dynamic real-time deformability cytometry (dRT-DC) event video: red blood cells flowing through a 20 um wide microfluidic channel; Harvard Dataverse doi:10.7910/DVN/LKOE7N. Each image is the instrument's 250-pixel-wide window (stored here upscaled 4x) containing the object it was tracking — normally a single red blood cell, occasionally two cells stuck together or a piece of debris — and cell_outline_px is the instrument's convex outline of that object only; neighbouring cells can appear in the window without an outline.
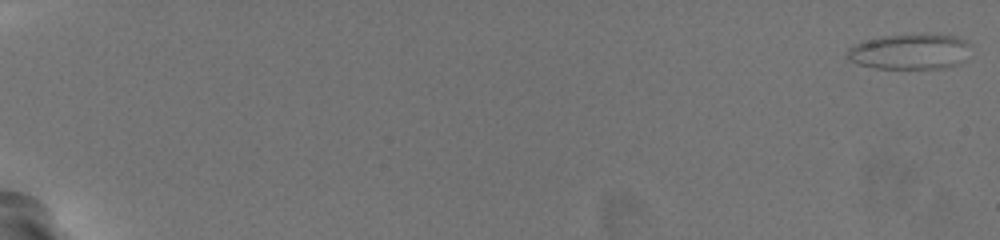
{"species": "common noctule bat (a hibernating species)", "species_latin": "Nyctalus noctula", "temperature_condition": "warm", "stored_images_in_passage": 58, "camera_frame_rate_fps": 3000, "um_per_image_px": 0.085, "animal": {"sex": "female", "body_mass_g": 19.5, "forearm_length_mm": 54.1}, "frame": {"image": 1, "passage_image": 1, "time_ms": 0.0, "image_size_px": [1000, 240], "cell_outline_px": [[972, 44], [964, 60], [960, 64], [948, 68], [876, 68], [860, 64], [848, 60], [844, 56], [848, 48], [864, 40], [880, 36], [956, 36], [968, 40]], "centroid_in_image_um": [77.34, 4.41], "position_along_channel_um": 7.7, "area_um2": 25.32}}
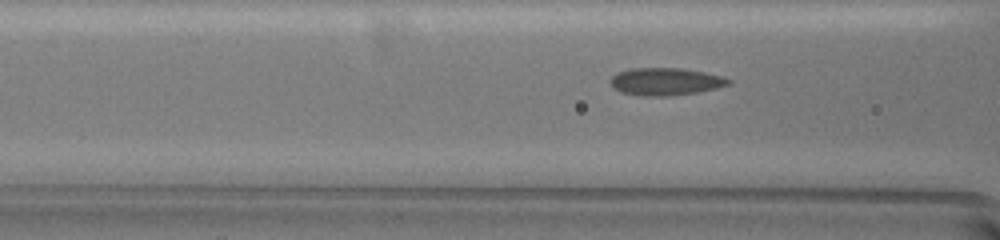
{"frame": {"image": 2, "passage_image": 28, "time_ms": 9.0, "image_size_px": [1000, 240], "cell_outline_px": [[732, 84], [716, 88], [696, 92], [668, 96], [640, 96], [620, 92], [612, 88], [608, 80], [612, 76], [620, 72], [632, 68], [680, 68], [704, 72], [720, 76], [732, 80]], "centroid_in_image_um": [56.53, 6.94], "position_along_channel_um": 110.1, "area_um2": 18.96}}
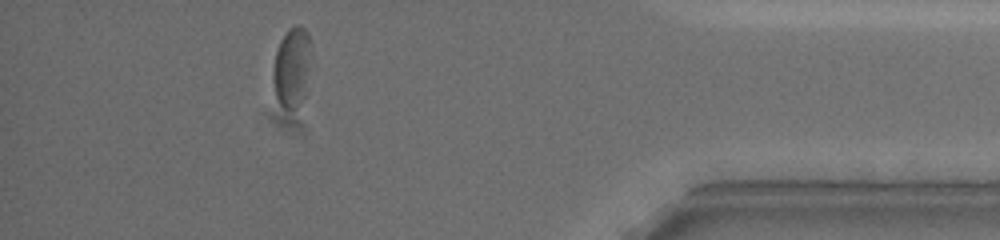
{"frame": {"image": 3, "passage_image": 55, "time_ms": 18.0, "image_size_px": [1000, 240], "cell_outline_px": [[316, 68], [304, 96], [300, 104], [296, 108], [284, 108], [276, 100], [272, 76], [272, 72], [276, 52], [280, 40], [288, 28], [296, 24], [300, 24], [308, 32], [312, 44]], "centroid_in_image_um": [24.93, 5.68], "position_along_channel_um": 410.3, "area_um2": 19.36}}